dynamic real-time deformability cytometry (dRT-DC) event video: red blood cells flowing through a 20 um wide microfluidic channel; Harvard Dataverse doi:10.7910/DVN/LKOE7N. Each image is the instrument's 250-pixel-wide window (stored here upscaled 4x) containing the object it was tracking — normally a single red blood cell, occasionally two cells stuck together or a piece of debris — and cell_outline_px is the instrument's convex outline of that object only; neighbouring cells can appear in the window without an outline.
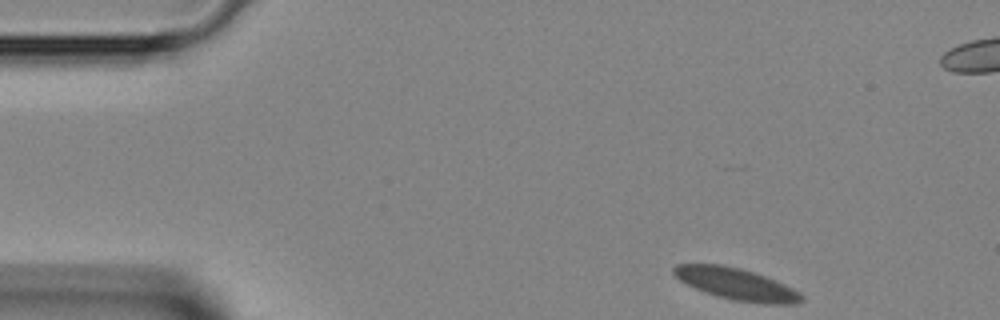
{"species": "Egyptian fruit bat (a non-hibernating species)", "species_latin": "Rousettus aegyptiacus", "temperature_condition": "room temperature", "stored_images_in_passage": 42, "camera_frame_rate_fps": 3000, "um_per_image_px": 0.085, "animal": {"sex": "female"}, "frame": {"image": 1, "passage_image": 1, "time_ms": 0.0, "image_size_px": [1000, 320], "cell_outline_px": [[804, 300], [796, 304], [764, 304], [732, 300], [716, 296], [704, 292], [680, 280], [672, 272], [672, 268], [676, 264], [720, 264], [740, 268], [776, 280], [800, 292], [804, 296]], "centroid_in_image_um": [62.61, 24.15], "position_along_channel_um": 22.4, "area_um2": 23.64}}
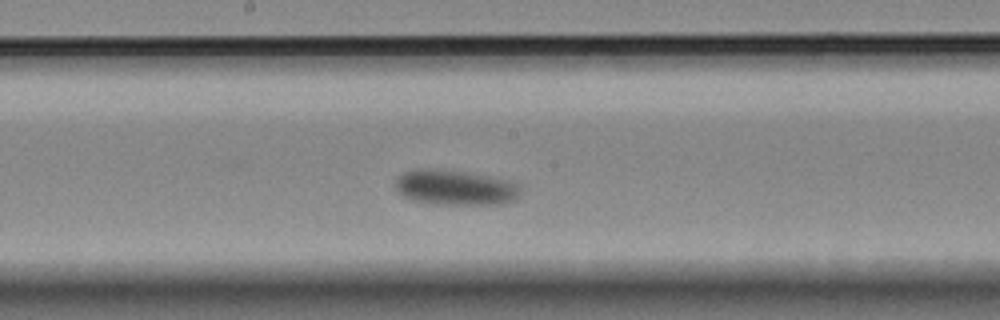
{"frame": {"image": 2, "passage_image": 19, "time_ms": 6.0, "image_size_px": [1000, 320], "cell_outline_px": [[520, 196], [516, 200], [500, 204], [432, 204], [412, 200], [396, 192], [396, 180], [404, 172], [464, 172], [512, 180], [520, 184]], "centroid_in_image_um": [38.82, 16.0], "position_along_channel_um": 209.4, "area_um2": 24.85}}
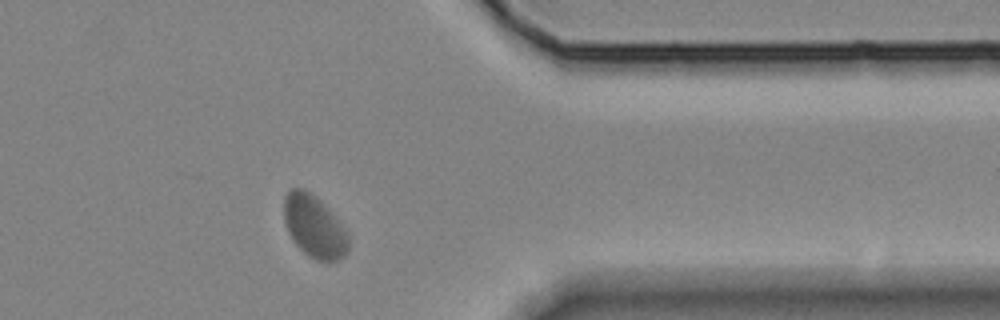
{"frame": {"image": 3, "passage_image": 32, "time_ms": 10.333, "image_size_px": [1000, 320], "cell_outline_px": [[348, 252], [344, 256], [336, 260], [316, 260], [308, 256], [296, 244], [288, 232], [284, 220], [284, 196], [292, 188], [300, 188], [308, 192], [320, 200], [324, 204], [348, 232]], "centroid_in_image_um": [26.71, 19.26], "position_along_channel_um": 384.7, "area_um2": 23.12}}